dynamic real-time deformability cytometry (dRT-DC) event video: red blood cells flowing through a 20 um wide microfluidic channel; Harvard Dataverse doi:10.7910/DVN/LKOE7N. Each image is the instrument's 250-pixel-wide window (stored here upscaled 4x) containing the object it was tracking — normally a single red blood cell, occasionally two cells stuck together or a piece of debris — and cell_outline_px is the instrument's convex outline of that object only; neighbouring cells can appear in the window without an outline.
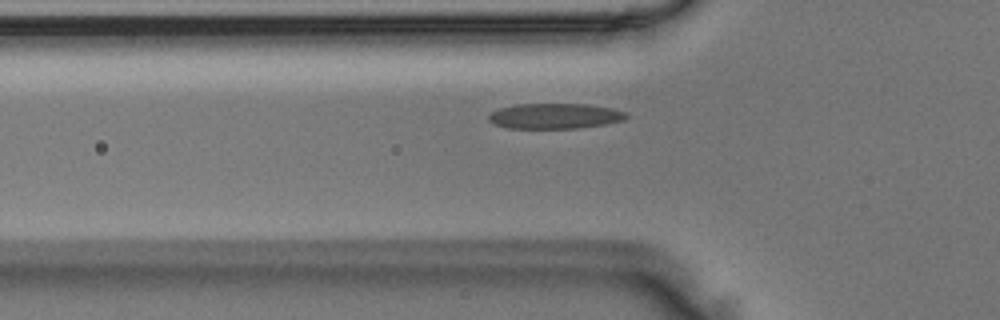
{"species": "Egyptian fruit bat (a non-hibernating species)", "species_latin": "Rousettus aegyptiacus", "temperature_condition": "room temperature", "stored_images_in_passage": 13, "segment_of_instrument_passage": [1, 2], "camera_frame_rate_fps": 3000, "um_per_image_px": 0.085, "animal": {"sex": "male"}, "frame": {"image": 1, "passage_image": 5, "time_ms": 1.333, "image_size_px": [1000, 320], "cell_outline_px": [[628, 116], [624, 120], [604, 124], [580, 128], [508, 128], [496, 124], [488, 120], [488, 116], [492, 112], [500, 108], [516, 104], [588, 104], [616, 108], [628, 112]], "centroid_in_image_um": [47.23, 9.85], "position_along_channel_um": 78.6, "area_um2": 20.46}}
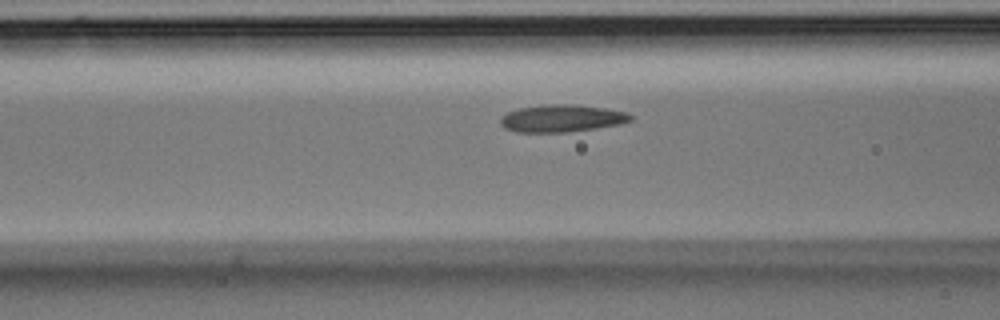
{"frame": {"image": 2, "passage_image": 8, "time_ms": 2.333, "image_size_px": [1000, 320], "cell_outline_px": [[632, 120], [620, 124], [596, 128], [564, 132], [516, 132], [504, 128], [500, 124], [500, 116], [508, 112], [520, 108], [544, 104], [576, 104], [604, 108], [628, 112], [632, 116]], "centroid_in_image_um": [47.73, 10.05], "position_along_channel_um": 118.9, "area_um2": 20.81}}
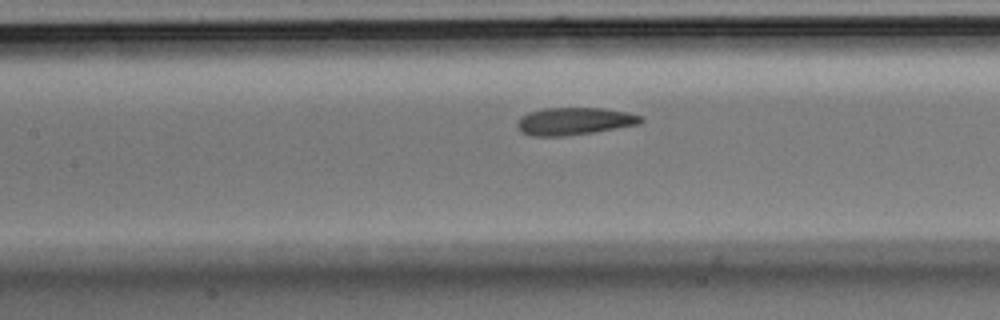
{"frame": {"image": 3, "passage_image": 11, "time_ms": 3.333, "image_size_px": [1000, 320], "cell_outline_px": [[644, 120], [640, 124], [592, 132], [564, 136], [532, 136], [520, 132], [516, 124], [516, 120], [520, 116], [528, 112], [544, 108], [604, 108], [628, 112], [644, 116]], "centroid_in_image_um": [48.8, 10.29], "position_along_channel_um": 158.6, "area_um2": 20.0}}